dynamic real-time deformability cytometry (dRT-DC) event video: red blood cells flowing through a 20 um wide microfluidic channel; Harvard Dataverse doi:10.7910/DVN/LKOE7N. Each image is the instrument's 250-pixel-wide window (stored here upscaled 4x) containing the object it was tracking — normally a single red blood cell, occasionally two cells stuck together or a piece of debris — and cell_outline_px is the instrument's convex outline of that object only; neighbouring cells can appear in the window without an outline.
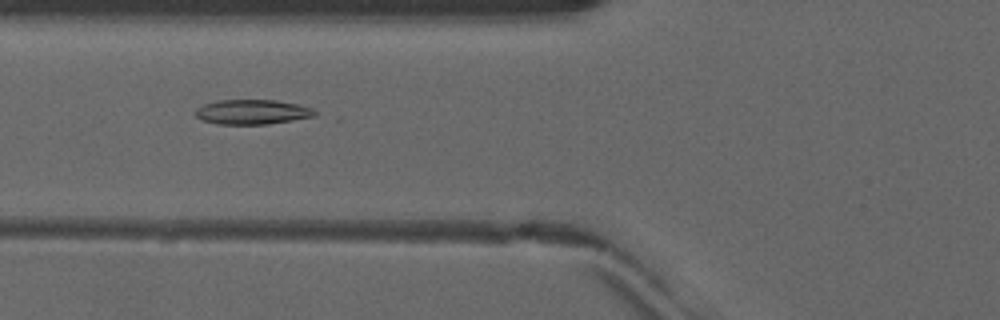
{"species": "common noctule bat (a hibernating species)", "species_latin": "Nyctalus noctula", "temperature_condition": "warm", "stored_images_in_passage": 40, "camera_frame_rate_fps": 3000, "um_per_image_px": 0.085, "animal": {"sex": "male", "forearm_length_mm": 52.5}, "frame": {"image": 1, "passage_image": 10, "time_ms": 3.0, "image_size_px": [1000, 320], "cell_outline_px": [[316, 116], [268, 124], [220, 124], [204, 120], [196, 116], [196, 108], [204, 104], [220, 100], [276, 100], [296, 104], [312, 108], [316, 112]], "centroid_in_image_um": [21.46, 9.51], "position_along_channel_um": 104.3, "area_um2": 16.99}}
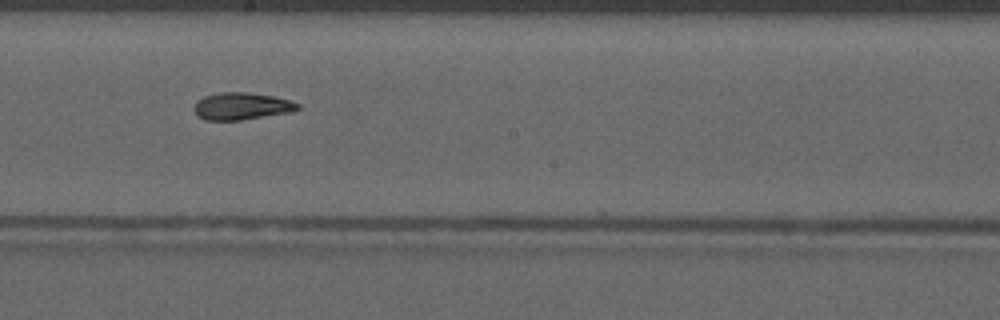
{"frame": {"image": 2, "passage_image": 19, "time_ms": 6.0, "image_size_px": [1000, 320], "cell_outline_px": [[300, 108], [292, 112], [240, 120], [204, 120], [192, 108], [196, 100], [204, 96], [220, 92], [248, 92], [272, 96], [288, 100], [300, 104]], "centroid_in_image_um": [20.52, 9.02], "position_along_channel_um": 227.7, "area_um2": 16.42}}
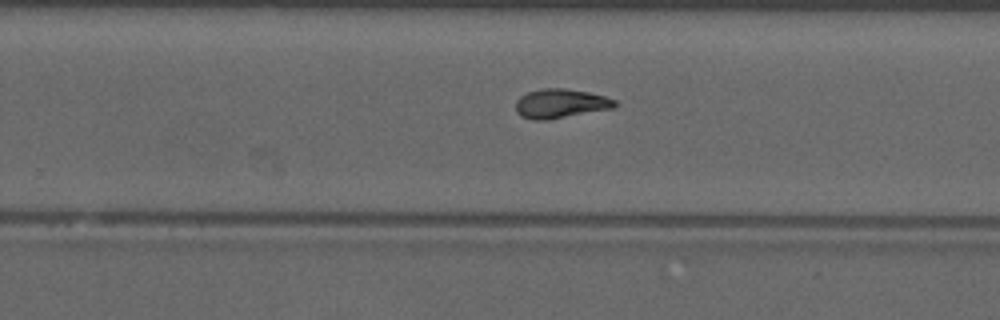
{"frame": {"image": 3, "passage_image": 23, "time_ms": 7.333, "image_size_px": [1000, 320], "cell_outline_px": [[620, 104], [612, 108], [548, 120], [532, 120], [520, 116], [516, 112], [516, 100], [520, 96], [528, 92], [540, 88], [564, 88], [588, 92], [604, 96], [616, 100]], "centroid_in_image_um": [47.63, 8.8], "position_along_channel_um": 282.2, "area_um2": 16.99}, "authors_computed_cell_mechanics": {"area_um2": 16.5308, "velocity_mm_per_s": 4.1098, "shape_relaxation_time_tau1_ms": null, "shape_relaxation_time_tau2_ms": 3.2421, "deformation_change_tau1": null, "deformation_change_tau2": 0.1031}}